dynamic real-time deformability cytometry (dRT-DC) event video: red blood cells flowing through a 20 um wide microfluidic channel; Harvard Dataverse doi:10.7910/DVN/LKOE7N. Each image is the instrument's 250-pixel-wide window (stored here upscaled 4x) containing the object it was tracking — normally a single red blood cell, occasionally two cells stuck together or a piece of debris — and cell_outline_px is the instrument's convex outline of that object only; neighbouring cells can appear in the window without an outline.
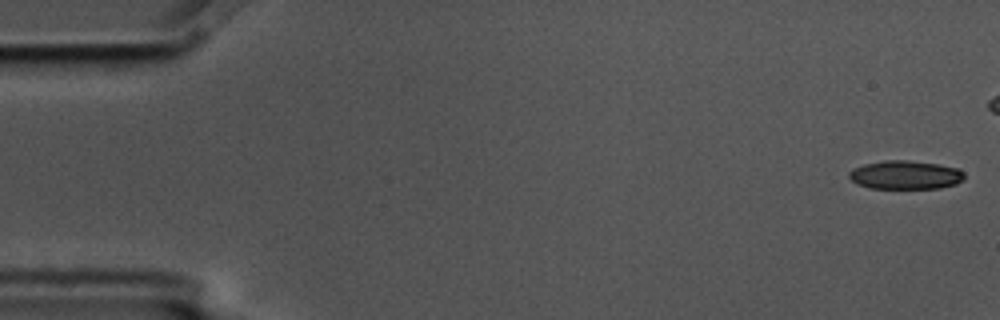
{"species": "common noctule bat (a hibernating species)", "species_latin": "Nyctalus noctula", "temperature_condition": "cold", "stored_images_in_passage": 11, "camera_frame_rate_fps": 3000, "um_per_image_px": 0.085, "animal": {"sex": "male", "body_mass_g": 17.5, "forearm_length_mm": 52.3}, "frame": {"image": 1, "passage_image": 1, "time_ms": 0.0, "image_size_px": [1000, 320], "cell_outline_px": [[964, 180], [956, 184], [940, 188], [868, 188], [856, 184], [848, 176], [848, 172], [852, 168], [864, 164], [884, 160], [908, 160], [936, 164], [960, 168], [964, 172]], "centroid_in_image_um": [76.95, 14.87], "position_along_channel_um": 8.1, "area_um2": 19.42}}
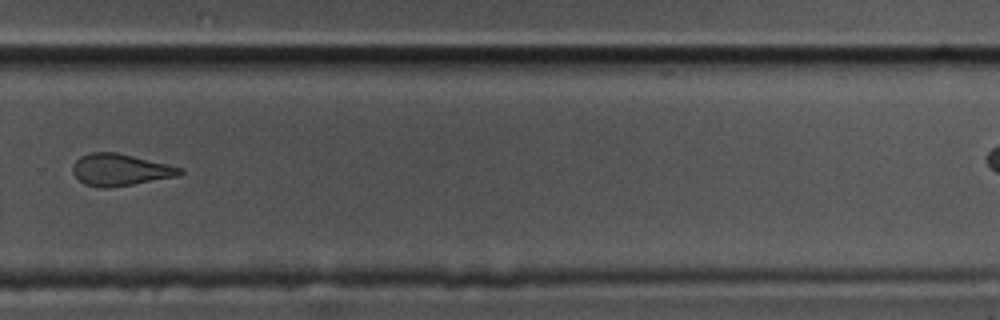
{"frame": {"image": 2, "passage_image": 11, "time_ms": 3.333, "image_size_px": [1000, 320], "cell_outline_px": [[184, 172], [180, 176], [108, 188], [100, 188], [84, 184], [72, 172], [72, 164], [80, 156], [92, 152], [116, 152], [168, 164], [184, 168]], "centroid_in_image_um": [10.23, 14.43], "position_along_channel_um": 319.6, "area_um2": 20.0}}